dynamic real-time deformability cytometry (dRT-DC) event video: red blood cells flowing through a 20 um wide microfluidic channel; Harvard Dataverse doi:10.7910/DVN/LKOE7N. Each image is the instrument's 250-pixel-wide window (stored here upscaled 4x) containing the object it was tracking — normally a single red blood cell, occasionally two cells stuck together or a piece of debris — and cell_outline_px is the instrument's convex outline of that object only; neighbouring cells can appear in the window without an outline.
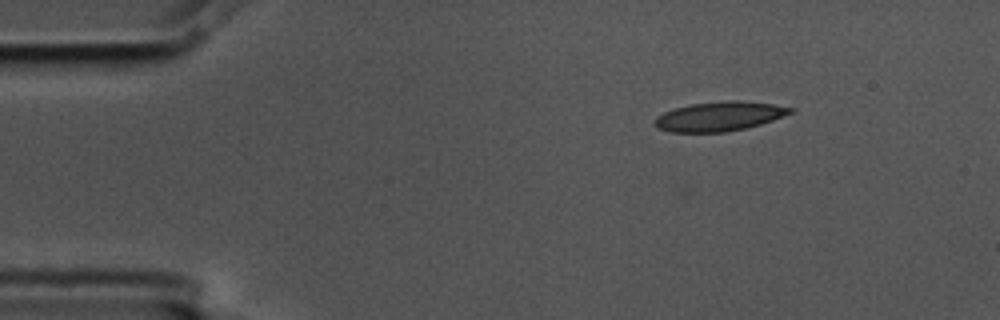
{"species": "common noctule bat (a hibernating species)", "species_latin": "Nyctalus noctula", "temperature_condition": "cold", "stored_images_in_passage": 2, "camera_frame_rate_fps": 3000, "um_per_image_px": 0.085, "animal": {"sex": "male", "body_mass_g": 17.5, "forearm_length_mm": 52.3}, "frame": {"image": 1, "passage_image": 2, "time_ms": 0.333, "image_size_px": [1000, 320], "cell_outline_px": [[796, 112], [760, 124], [744, 128], [724, 132], [672, 132], [656, 128], [652, 124], [652, 120], [656, 116], [664, 112], [676, 108], [692, 104], [728, 100], [736, 100], [772, 104], [796, 108]], "centroid_in_image_um": [61.13, 9.89], "position_along_channel_um": 23.9, "area_um2": 23.29}}